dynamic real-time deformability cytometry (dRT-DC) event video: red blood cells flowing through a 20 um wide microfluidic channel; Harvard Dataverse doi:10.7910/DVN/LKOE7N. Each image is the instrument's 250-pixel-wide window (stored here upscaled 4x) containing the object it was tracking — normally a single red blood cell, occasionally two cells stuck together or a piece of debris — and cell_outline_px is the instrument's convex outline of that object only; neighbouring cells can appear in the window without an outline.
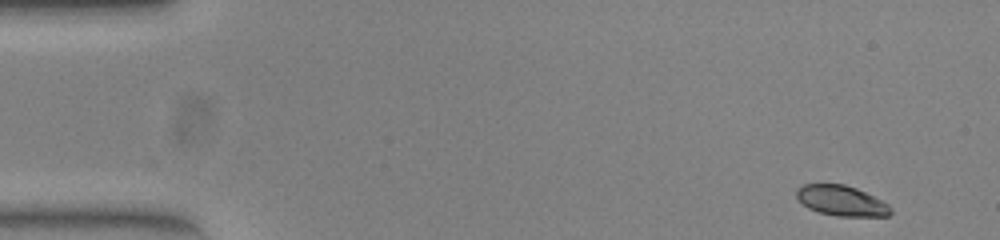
{"species": "common noctule bat (a hibernating species)", "species_latin": "Nyctalus noctula", "temperature_condition": "warm", "stored_images_in_passage": 50, "camera_frame_rate_fps": 3000, "um_per_image_px": 0.085, "animal": {"sex": "female", "body_mass_g": 23.0, "forearm_length_mm": 53.4}, "frame": {"image": 1, "passage_image": 1, "time_ms": 0.0, "image_size_px": [1000, 240], "cell_outline_px": [[892, 212], [888, 216], [836, 216], [820, 212], [808, 208], [796, 196], [796, 188], [804, 184], [844, 184], [856, 188], [888, 204], [892, 208]], "centroid_in_image_um": [71.52, 17.06], "position_along_channel_um": 13.5, "area_um2": 16.47}}
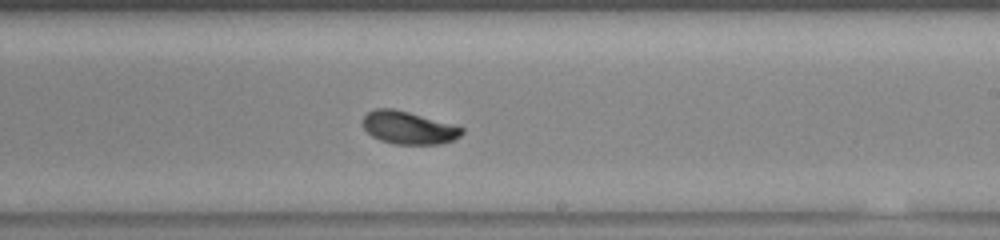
{"frame": {"image": 2, "passage_image": 29, "time_ms": 9.333, "image_size_px": [1000, 240], "cell_outline_px": [[464, 132], [460, 136], [452, 140], [440, 144], [396, 144], [380, 140], [372, 136], [364, 128], [364, 116], [368, 112], [376, 108], [392, 108], [408, 112], [464, 128]], "centroid_in_image_um": [34.72, 10.86], "position_along_channel_um": 254.3, "area_um2": 18.55}}
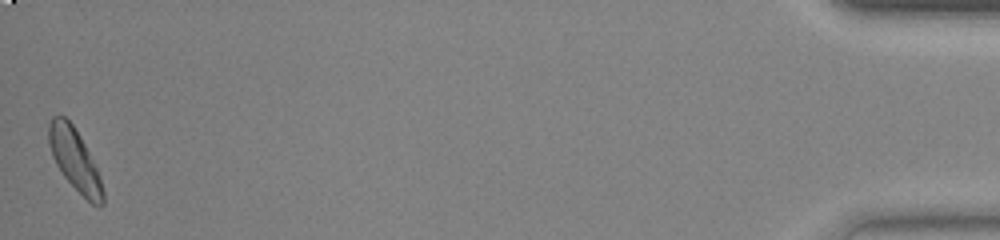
{"frame": {"image": 3, "passage_image": 50, "time_ms": 16.333, "image_size_px": [1000, 240], "cell_outline_px": [[104, 204], [100, 208], [92, 204], [64, 176], [56, 164], [52, 156], [48, 144], [48, 124], [52, 116], [64, 116], [72, 124], [84, 144], [100, 176], [104, 192]], "centroid_in_image_um": [6.35, 13.58], "position_along_channel_um": 428.9, "area_um2": 19.19}, "authors_computed_cell_mechanics": {"area_um2": 18.8139, "velocity_mm_per_s": 3.8783, "shape_relaxation_time_tau1_ms": 4.7385, "shape_relaxation_time_tau2_ms": 6.3377, "deformation_change_tau1": 0.1745, "deformation_change_tau2": 0.0809}}